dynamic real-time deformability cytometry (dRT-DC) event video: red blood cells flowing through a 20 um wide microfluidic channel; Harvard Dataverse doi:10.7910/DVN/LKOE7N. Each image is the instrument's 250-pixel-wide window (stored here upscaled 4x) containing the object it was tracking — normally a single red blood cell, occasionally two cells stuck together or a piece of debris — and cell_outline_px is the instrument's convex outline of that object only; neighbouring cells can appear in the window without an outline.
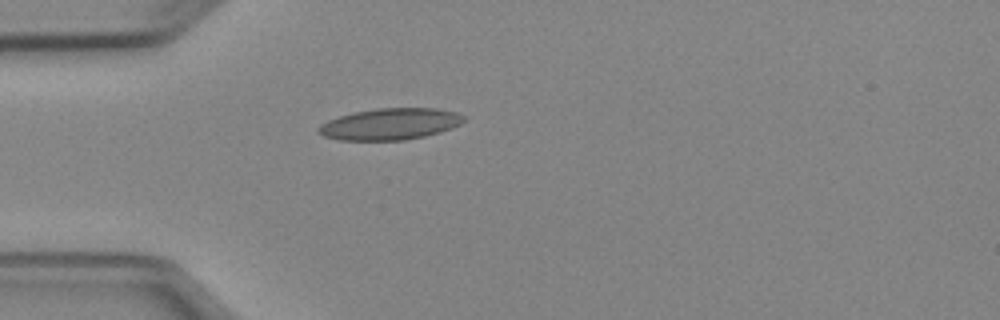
{"species": "Egyptian fruit bat (a non-hibernating species)", "species_latin": "Rousettus aegyptiacus", "temperature_condition": "cold", "stored_images_in_passage": 38, "camera_frame_rate_fps": 3000, "um_per_image_px": 0.085, "animal": {"sex": "female"}, "frame": {"image": 1, "passage_image": 1, "time_ms": 0.0, "image_size_px": [1000, 320], "cell_outline_px": [[464, 120], [460, 124], [452, 128], [440, 132], [424, 136], [404, 140], [340, 140], [324, 136], [316, 132], [316, 128], [320, 124], [328, 120], [340, 116], [356, 112], [376, 108], [436, 108], [456, 112], [464, 116]], "centroid_in_image_um": [33.14, 10.54], "position_along_channel_um": 51.9, "area_um2": 26.65}}
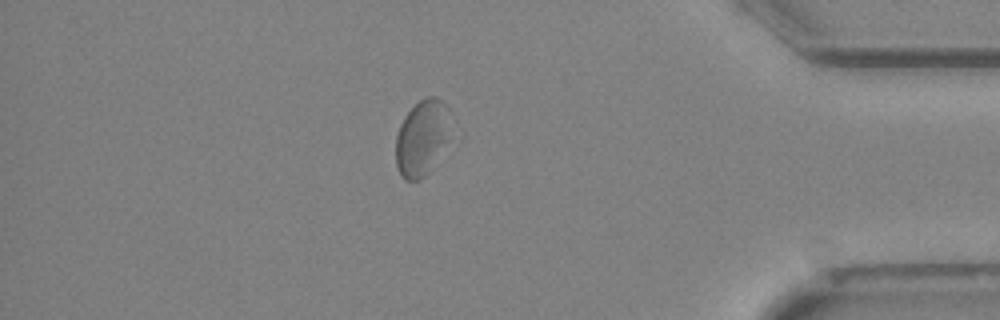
{"frame": {"image": 2, "passage_image": 31, "time_ms": 10.0, "image_size_px": [1000, 320], "cell_outline_px": [[452, 112], [444, 140], [428, 172], [420, 180], [404, 180], [400, 176], [396, 168], [396, 136], [400, 124], [404, 116], [424, 96], [436, 96]], "centroid_in_image_um": [35.79, 11.68], "position_along_channel_um": 399.4, "area_um2": 23.52}}
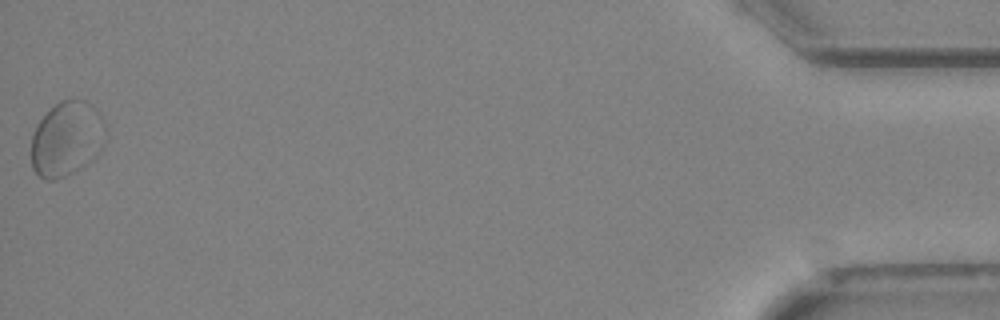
{"frame": {"image": 3, "passage_image": 38, "time_ms": 12.333, "image_size_px": [1000, 320], "cell_outline_px": [[108, 136], [104, 148], [92, 160], [80, 168], [56, 180], [48, 180], [40, 176], [32, 168], [32, 136], [36, 124], [60, 100], [84, 100], [108, 124]], "centroid_in_image_um": [5.72, 11.82], "position_along_channel_um": 429.5, "area_um2": 32.54}, "authors_computed_cell_mechanics": {"area_um2": 25.2875, "velocity_mm_per_s": 3.9126, "shape_relaxation_time_tau1_ms": null, "shape_relaxation_time_tau2_ms": 4.6906, "deformation_change_tau1": null, "deformation_change_tau2": 0.0937}}